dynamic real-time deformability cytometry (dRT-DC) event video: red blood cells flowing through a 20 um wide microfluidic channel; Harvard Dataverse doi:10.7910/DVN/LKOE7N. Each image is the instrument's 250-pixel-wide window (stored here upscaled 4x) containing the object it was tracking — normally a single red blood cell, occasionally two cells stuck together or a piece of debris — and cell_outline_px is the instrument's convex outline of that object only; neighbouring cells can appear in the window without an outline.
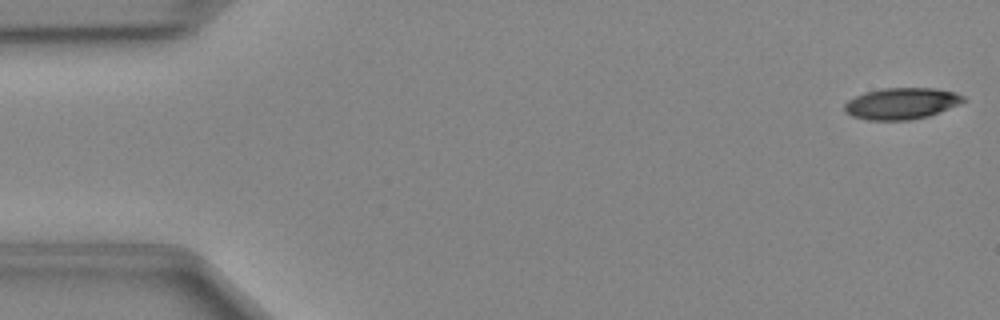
{"species": "Egyptian fruit bat (a non-hibernating species)", "species_latin": "Rousettus aegyptiacus", "temperature_condition": "cold", "stored_images_in_passage": 45, "camera_frame_rate_fps": 3000, "um_per_image_px": 0.085, "animal": {"sex": "female"}, "frame": {"image": 1, "passage_image": 1, "time_ms": 0.0, "image_size_px": [1000, 320], "cell_outline_px": [[968, 100], [960, 104], [928, 116], [912, 120], [868, 120], [852, 116], [844, 112], [844, 104], [848, 100], [864, 92], [884, 88], [932, 88], [956, 92], [964, 96]], "centroid_in_image_um": [76.63, 8.8], "position_along_channel_um": 8.4, "area_um2": 21.91}}
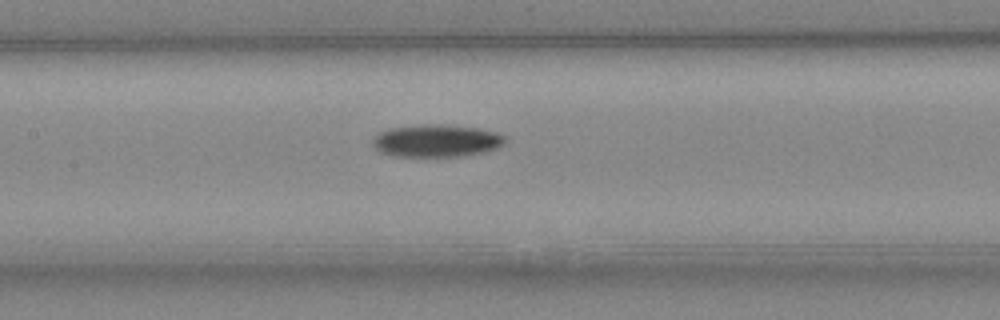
{"frame": {"image": 2, "passage_image": 22, "time_ms": 7.0, "image_size_px": [1000, 320], "cell_outline_px": [[508, 140], [504, 144], [496, 148], [484, 152], [460, 156], [392, 156], [380, 152], [372, 144], [372, 140], [380, 132], [388, 128], [424, 124], [436, 124], [480, 128], [496, 132], [508, 136]], "centroid_in_image_um": [37.13, 11.96], "position_along_channel_um": 170.3, "area_um2": 25.2}}
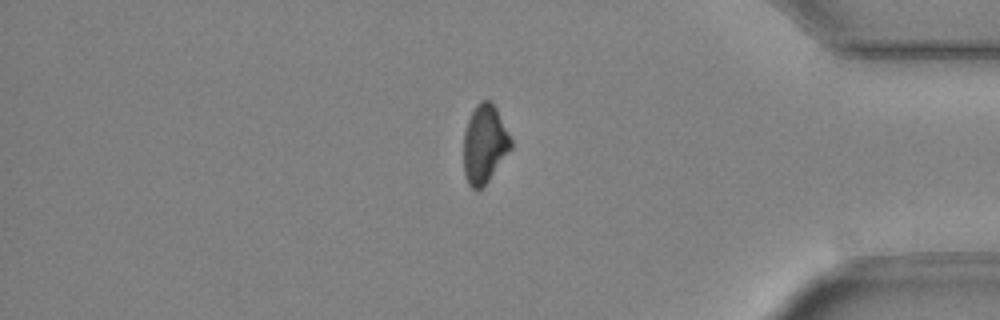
{"frame": {"image": 3, "passage_image": 40, "time_ms": 13.0, "image_size_px": [1000, 320], "cell_outline_px": [[512, 148], [488, 180], [480, 188], [472, 188], [468, 184], [464, 172], [464, 132], [468, 120], [476, 104], [480, 100], [488, 100], [496, 108], [512, 140]], "centroid_in_image_um": [41.18, 12.22], "position_along_channel_um": 394.0, "area_um2": 21.27}}